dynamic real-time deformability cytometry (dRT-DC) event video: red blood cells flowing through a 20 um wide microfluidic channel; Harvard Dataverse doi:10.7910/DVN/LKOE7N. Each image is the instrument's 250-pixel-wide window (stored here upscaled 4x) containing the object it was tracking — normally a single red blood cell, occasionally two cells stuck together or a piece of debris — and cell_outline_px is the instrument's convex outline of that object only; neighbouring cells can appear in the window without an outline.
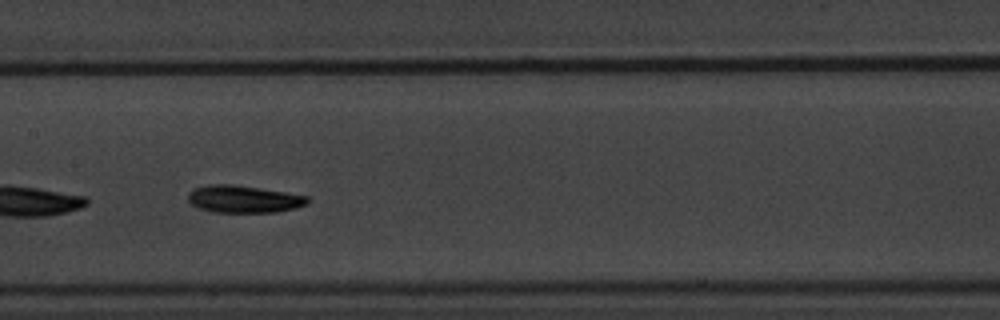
{"species": "common noctule bat (a hibernating species)", "species_latin": "Nyctalus noctula", "temperature_condition": "warm", "stored_images_in_passage": 7, "camera_frame_rate_fps": 3000, "um_per_image_px": 0.085, "animal": {"sex": "male", "body_mass_g": 20.1, "forearm_length_mm": 53.5}, "frame": {"image": 1, "passage_image": 6, "time_ms": 6.333, "image_size_px": [1000, 320], "cell_outline_px": [[312, 200], [308, 204], [296, 208], [276, 212], [212, 212], [200, 208], [192, 204], [188, 200], [188, 192], [192, 188], [208, 184], [232, 184], [260, 188], [308, 196]], "centroid_in_image_um": [20.72, 16.91], "position_along_channel_um": 186.7, "area_um2": 19.19}}